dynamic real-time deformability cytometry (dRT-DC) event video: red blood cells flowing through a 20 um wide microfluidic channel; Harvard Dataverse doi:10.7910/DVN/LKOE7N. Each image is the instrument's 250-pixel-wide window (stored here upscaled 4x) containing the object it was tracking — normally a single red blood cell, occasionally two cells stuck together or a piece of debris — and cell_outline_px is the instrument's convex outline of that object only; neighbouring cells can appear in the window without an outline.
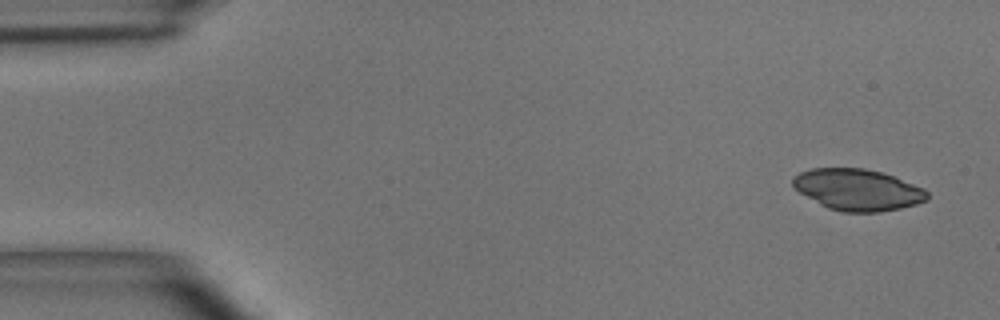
{"species": "common noctule bat (a hibernating species)", "species_latin": "Nyctalus noctula", "temperature_condition": "room temperature", "stored_images_in_passage": 5, "segment_of_instrument_passage": [1, 2], "camera_frame_rate_fps": 3000, "um_per_image_px": 0.085, "animal": {"sex": "male", "body_mass_g": 15.6}, "frame": {"image": 1, "passage_image": 1, "time_ms": 0.0, "image_size_px": [1000, 320], "cell_outline_px": [[928, 200], [916, 204], [900, 208], [880, 212], [840, 212], [828, 208], [820, 204], [800, 192], [792, 184], [792, 176], [800, 172], [812, 168], [864, 168], [880, 172], [892, 176], [924, 188], [928, 192]], "centroid_in_image_um": [72.9, 16.13], "position_along_channel_um": 12.1, "area_um2": 32.31}}